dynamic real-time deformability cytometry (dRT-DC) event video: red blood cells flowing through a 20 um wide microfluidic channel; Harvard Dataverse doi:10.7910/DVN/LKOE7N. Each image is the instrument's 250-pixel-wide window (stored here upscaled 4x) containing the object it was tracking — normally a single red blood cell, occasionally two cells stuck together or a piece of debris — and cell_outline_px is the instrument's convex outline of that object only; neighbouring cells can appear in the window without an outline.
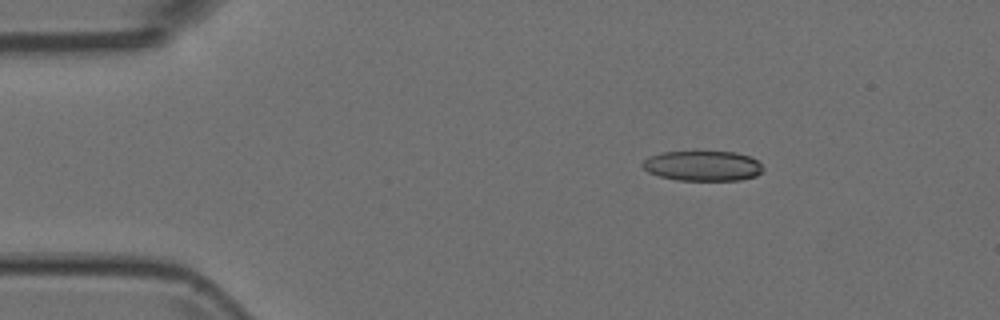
{"species": "Egyptian fruit bat (a non-hibernating species)", "species_latin": "Rousettus aegyptiacus", "temperature_condition": "room temperature", "stored_images_in_passage": 4, "camera_frame_rate_fps": 3000, "um_per_image_px": 0.085, "animal": {"sex": "female"}, "frame": {"image": 1, "passage_image": 2, "time_ms": 0.333, "image_size_px": [1000, 320], "cell_outline_px": [[764, 168], [756, 176], [740, 180], [676, 180], [660, 176], [648, 172], [640, 164], [648, 156], [660, 152], [736, 152], [748, 156], [756, 160]], "centroid_in_image_um": [59.7, 14.1], "position_along_channel_um": 25.3, "area_um2": 21.1}}